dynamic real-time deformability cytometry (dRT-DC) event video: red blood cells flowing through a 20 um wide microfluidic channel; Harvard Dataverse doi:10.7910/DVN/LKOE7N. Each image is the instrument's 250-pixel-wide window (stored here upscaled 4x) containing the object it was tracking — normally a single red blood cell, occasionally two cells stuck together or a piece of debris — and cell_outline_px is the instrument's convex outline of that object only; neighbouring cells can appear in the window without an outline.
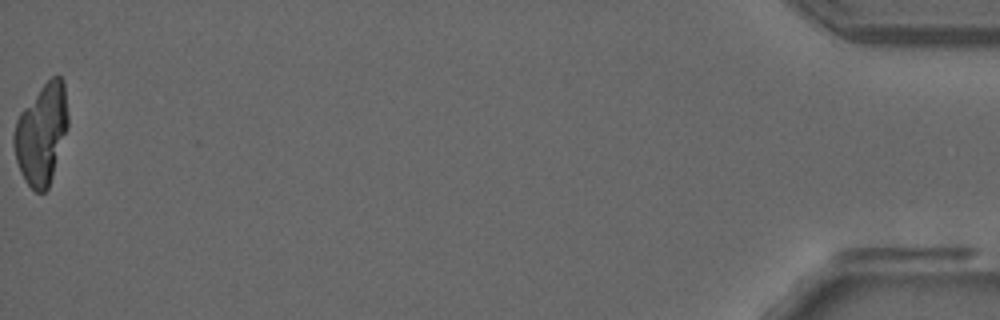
{"species": "common noctule bat (a hibernating species)", "species_latin": "Nyctalus noctula", "temperature_condition": "room temperature", "stored_images_in_passage": 53, "camera_frame_rate_fps": 3000, "um_per_image_px": 0.085, "animal": {"sex": "male", "forearm_length_mm": 52.5}, "frame": {"image": 1, "passage_image": 53, "time_ms": 17.333, "image_size_px": [1000, 320], "cell_outline_px": [[68, 128], [48, 188], [44, 192], [36, 192], [24, 180], [20, 172], [16, 160], [12, 144], [12, 136], [16, 120], [20, 112], [40, 88], [52, 76], [60, 76], [64, 80], [68, 112]], "centroid_in_image_um": [3.52, 11.37], "position_along_channel_um": 431.7, "area_um2": 31.79}}